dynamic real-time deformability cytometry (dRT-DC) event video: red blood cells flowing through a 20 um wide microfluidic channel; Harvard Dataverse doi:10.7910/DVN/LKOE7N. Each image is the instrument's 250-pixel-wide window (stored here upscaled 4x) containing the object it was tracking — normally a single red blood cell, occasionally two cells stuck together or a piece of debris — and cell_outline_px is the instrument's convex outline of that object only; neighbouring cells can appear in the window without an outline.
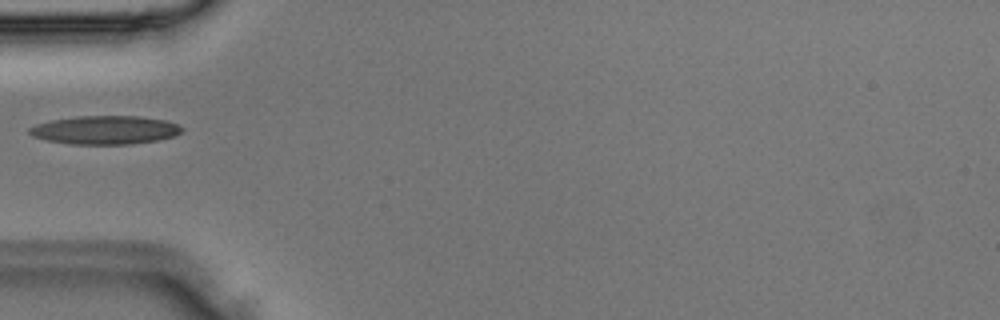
{"species": "Egyptian fruit bat (a non-hibernating species)", "species_latin": "Rousettus aegyptiacus", "temperature_condition": "room temperature", "stored_images_in_passage": 1, "camera_frame_rate_fps": 3000, "um_per_image_px": 0.085, "animal": {"sex": "male"}, "frame": {"image": 1, "passage_image": 1, "time_ms": 0.0, "image_size_px": [1000, 320], "cell_outline_px": [[184, 128], [176, 136], [156, 140], [132, 144], [68, 144], [48, 140], [32, 136], [28, 132], [28, 128], [36, 124], [52, 120], [76, 116], [140, 116], [168, 120], [180, 124]], "centroid_in_image_um": [8.97, 11.04], "position_along_channel_um": 76.0, "area_um2": 25.55}}